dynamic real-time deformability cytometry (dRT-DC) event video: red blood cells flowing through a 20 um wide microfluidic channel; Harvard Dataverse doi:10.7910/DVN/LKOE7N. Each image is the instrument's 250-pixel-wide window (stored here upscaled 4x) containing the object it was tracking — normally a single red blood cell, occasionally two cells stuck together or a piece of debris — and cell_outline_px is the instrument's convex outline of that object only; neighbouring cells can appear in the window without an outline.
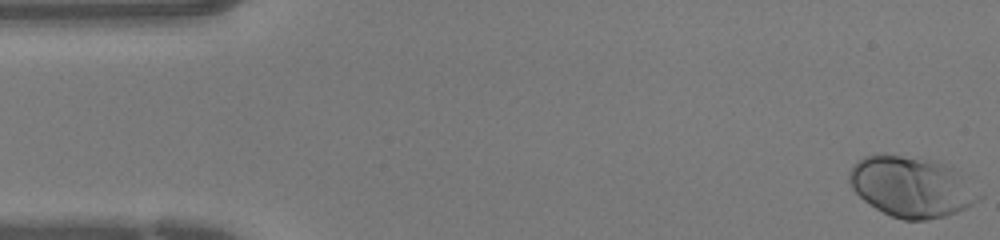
{"species": "human", "species_latin": "Homo sapiens", "temperature_condition": "warm", "stored_images_in_passage": 44, "camera_frame_rate_fps": 3000, "um_per_image_px": 0.085, "donor": {"sex": "female"}, "frame": {"image": 1, "passage_image": 1, "time_ms": 0.0, "image_size_px": [1000, 240], "cell_outline_px": [[984, 196], [972, 204], [956, 212], [944, 216], [928, 220], [904, 220], [892, 216], [876, 208], [864, 200], [852, 188], [848, 180], [848, 172], [852, 164], [864, 156], [876, 152], [884, 152], [936, 160], [952, 168]], "centroid_in_image_um": [77.41, 15.83], "position_along_channel_um": 7.6, "area_um2": 46.01}}
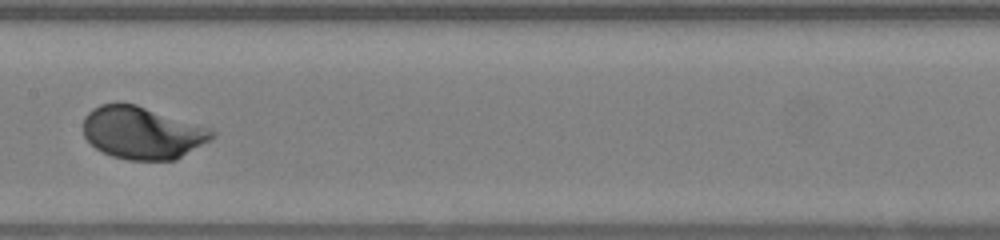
{"frame": {"image": 2, "passage_image": 22, "time_ms": 7.0, "image_size_px": [1000, 240], "cell_outline_px": [[216, 136], [212, 140], [176, 160], [128, 160], [112, 156], [96, 148], [84, 136], [84, 116], [92, 108], [100, 104], [116, 100], [120, 100], [136, 104], [212, 128], [216, 132]], "centroid_in_image_um": [12.12, 11.26], "position_along_channel_um": 195.3, "area_um2": 40.11}}
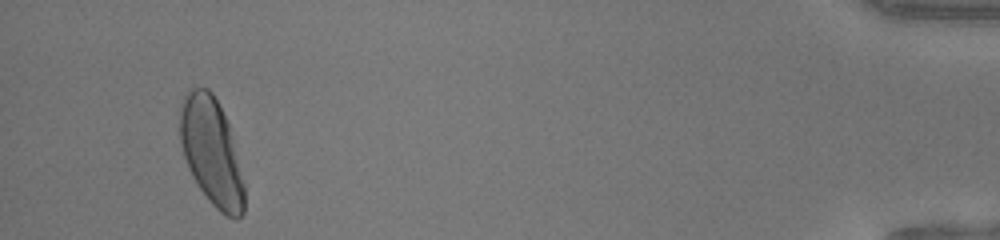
{"frame": {"image": 3, "passage_image": 42, "time_ms": 13.667, "image_size_px": [1000, 240], "cell_outline_px": [[244, 212], [236, 220], [220, 212], [208, 200], [192, 176], [188, 168], [180, 144], [180, 104], [188, 88], [192, 84], [208, 88], [212, 92], [228, 124], [244, 184]], "centroid_in_image_um": [17.94, 12.86], "position_along_channel_um": 417.3, "area_um2": 40.17}}